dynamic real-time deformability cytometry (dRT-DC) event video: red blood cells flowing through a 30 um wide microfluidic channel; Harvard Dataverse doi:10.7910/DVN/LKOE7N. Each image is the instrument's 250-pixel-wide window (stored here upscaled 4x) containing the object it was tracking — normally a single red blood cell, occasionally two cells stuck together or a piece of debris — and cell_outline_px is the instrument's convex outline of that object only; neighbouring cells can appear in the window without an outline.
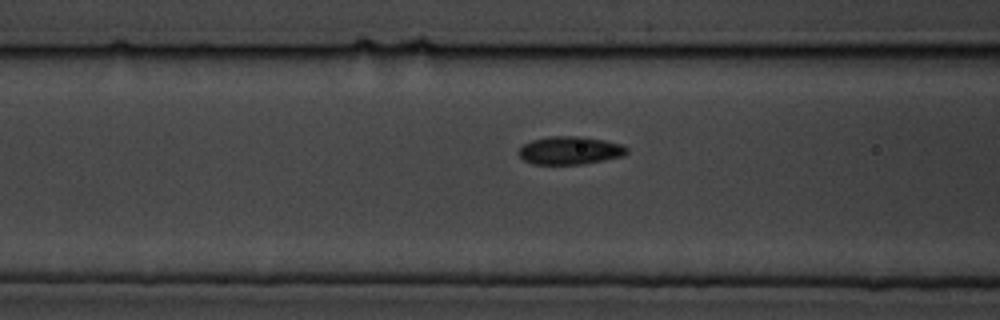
{"species": "common noctule bat (a hibernating species)", "species_latin": "Nyctalus noctula", "temperature_condition": "cold", "stored_images_in_passage": 14, "camera_frame_rate_fps": 3000, "um_per_image_px": 0.085, "animal": {"sex": "male", "body_mass_g": 19.5, "forearm_length_mm": 54.6}, "frame": {"image": 1, "passage_image": 5, "time_ms": 5.667, "image_size_px": [1000, 320], "cell_outline_px": [[628, 152], [624, 156], [604, 160], [580, 164], [532, 164], [524, 160], [516, 152], [524, 144], [532, 140], [548, 136], [584, 136], [604, 140], [620, 144], [628, 148]], "centroid_in_image_um": [48.44, 12.78], "position_along_channel_um": 118.2, "area_um2": 17.74}}
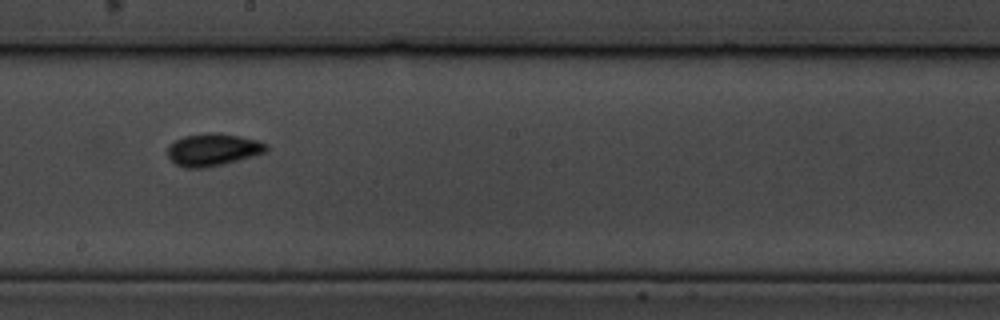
{"frame": {"image": 2, "passage_image": 8, "time_ms": 9.0, "image_size_px": [1000, 320], "cell_outline_px": [[268, 152], [224, 164], [204, 168], [184, 168], [176, 164], [168, 156], [168, 144], [184, 136], [208, 132], [220, 132], [240, 136], [256, 140], [268, 144]], "centroid_in_image_um": [18.12, 12.72], "position_along_channel_um": 230.1, "area_um2": 18.84}}
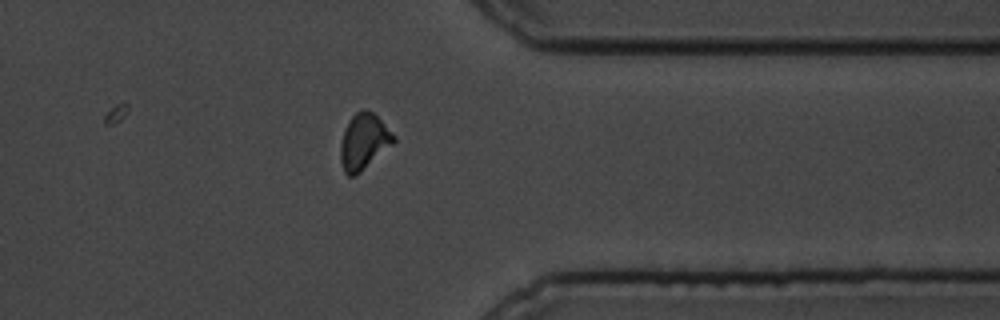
{"frame": {"image": 3, "passage_image": 12, "time_ms": 13.667, "image_size_px": [1000, 320], "cell_outline_px": [[396, 140], [392, 144], [356, 176], [348, 176], [344, 172], [340, 160], [340, 144], [344, 128], [348, 120], [360, 108], [364, 108], [372, 112], [396, 136]], "centroid_in_image_um": [30.89, 12.03], "position_along_channel_um": 380.5, "area_um2": 17.34}, "authors_computed_cell_mechanics": {"area_um2": 16.8487, "velocity_mm_per_s": 3.3503, "shape_relaxation_time_tau1_ms": null, "shape_relaxation_time_tau2_ms": 2.5776, "deformation_change_tau1": null, "deformation_change_tau2": 0.0844}}